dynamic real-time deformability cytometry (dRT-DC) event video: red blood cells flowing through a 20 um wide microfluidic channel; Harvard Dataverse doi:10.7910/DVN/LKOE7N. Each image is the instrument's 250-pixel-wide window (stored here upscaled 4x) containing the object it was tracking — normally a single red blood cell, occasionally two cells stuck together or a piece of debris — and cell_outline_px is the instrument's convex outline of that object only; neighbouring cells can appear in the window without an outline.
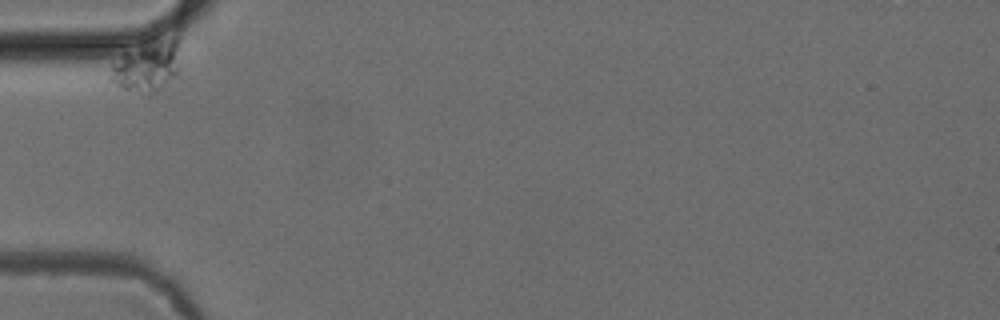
{"species": "common noctule bat (a hibernating species)", "species_latin": "Nyctalus noctula", "temperature_condition": "cold", "stored_images_in_passage": 36, "camera_frame_rate_fps": 3000, "um_per_image_px": 0.085, "animal": {"sex": "female", "body_mass_g": 24.6, "forearm_length_mm": 56.2}, "frame": {"image": 1, "passage_image": 1, "time_ms": 0.0, "image_size_px": [1000, 320], "cell_outline_px": [[180, 40], [176, 76], [156, 92], [140, 92], [120, 88], [108, 80], [108, 76], [112, 64], [124, 52], [148, 36], [180, 36]], "centroid_in_image_um": [12.49, 5.5], "position_along_channel_um": 72.5, "area_um2": 21.73}}
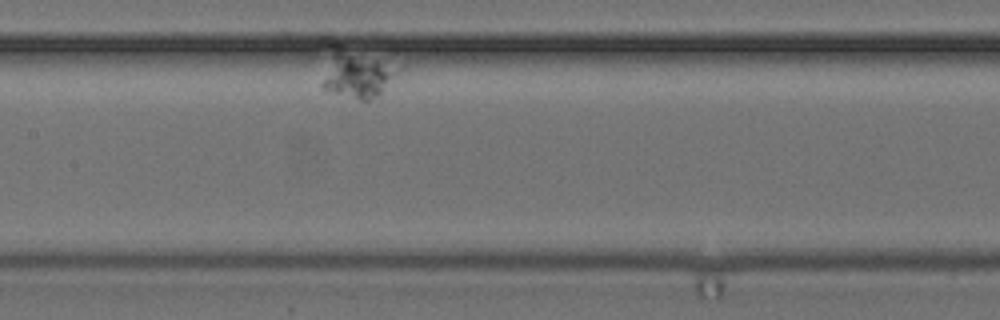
{"frame": {"image": 2, "passage_image": 16, "time_ms": 5.0, "image_size_px": [1000, 320], "cell_outline_px": [[404, 68], [376, 96], [368, 100], [360, 100], [332, 92], [324, 88], [320, 84], [336, 56], [352, 56], [404, 64]], "centroid_in_image_um": [30.57, 6.51], "position_along_channel_um": 176.8, "area_um2": 18.03}}
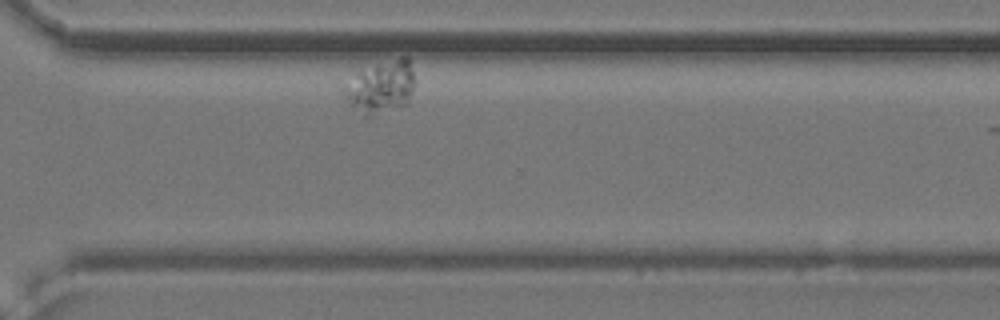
{"frame": {"image": 3, "passage_image": 35, "time_ms": 11.333, "image_size_px": [1000, 320], "cell_outline_px": [[416, 80], [408, 104], [372, 116], [364, 116], [352, 108], [344, 92], [344, 88], [356, 72], [376, 64], [400, 56], [408, 56]], "centroid_in_image_um": [32.43, 7.38], "position_along_channel_um": 338.2, "area_um2": 21.79}}